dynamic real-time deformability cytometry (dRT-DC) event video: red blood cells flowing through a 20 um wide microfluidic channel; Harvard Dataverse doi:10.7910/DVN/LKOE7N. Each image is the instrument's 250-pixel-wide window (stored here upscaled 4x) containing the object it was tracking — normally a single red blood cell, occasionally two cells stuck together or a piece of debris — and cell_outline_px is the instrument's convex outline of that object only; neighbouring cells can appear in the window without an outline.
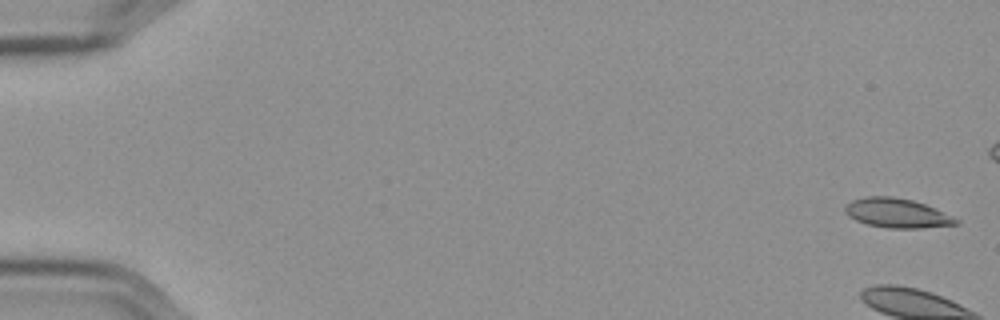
{"species": "Egyptian fruit bat (a non-hibernating species)", "species_latin": "Rousettus aegyptiacus", "temperature_condition": "cold", "stored_images_in_passage": 59, "camera_frame_rate_fps": 3000, "um_per_image_px": 0.085, "frame": {"image": 1, "passage_image": 1, "time_ms": 0.0, "image_size_px": [1000, 320], "cell_outline_px": [[960, 224], [920, 228], [888, 228], [868, 224], [856, 220], [848, 216], [844, 212], [844, 208], [852, 200], [868, 196], [892, 196], [912, 200], [924, 204], [960, 220]], "centroid_in_image_um": [76.23, 18.11], "position_along_channel_um": 8.8, "area_um2": 18.79}, "authors_computed_cell_mechanics": {"area_um2": 20.4612, "velocity_mm_per_s": 3.5598, "shape_relaxation_time_tau1_ms": 5.9928, "shape_relaxation_time_tau2_ms": 2.5026, "deformation_change_tau1": 0.1124, "deformation_change_tau2": 0.0524}}